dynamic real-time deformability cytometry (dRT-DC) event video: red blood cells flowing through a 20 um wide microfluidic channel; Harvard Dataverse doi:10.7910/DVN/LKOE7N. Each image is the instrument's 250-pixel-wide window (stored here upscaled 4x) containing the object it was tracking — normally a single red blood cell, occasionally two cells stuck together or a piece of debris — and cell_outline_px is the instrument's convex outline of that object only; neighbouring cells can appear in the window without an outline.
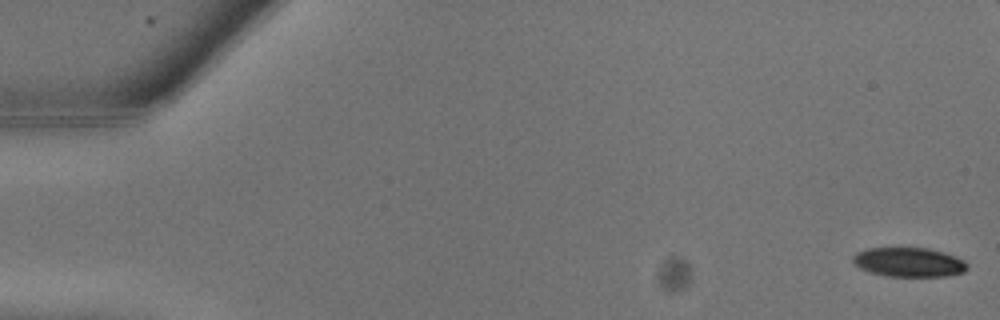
{"species": "common noctule bat (a hibernating species)", "species_latin": "Nyctalus noctula", "temperature_condition": "warm", "stored_images_in_passage": 10, "camera_frame_rate_fps": 3000, "um_per_image_px": 0.085, "animal": {"sex": "male", "body_mass_g": 13.3}, "frame": {"image": 1, "passage_image": 1, "time_ms": 0.0, "image_size_px": [1000, 320], "cell_outline_px": [[968, 268], [964, 272], [948, 276], [888, 276], [872, 272], [860, 268], [852, 260], [852, 256], [856, 252], [868, 248], [928, 248], [944, 252], [956, 256], [964, 260], [968, 264]], "centroid_in_image_um": [77.29, 22.28], "position_along_channel_um": 7.7, "area_um2": 19.54}}